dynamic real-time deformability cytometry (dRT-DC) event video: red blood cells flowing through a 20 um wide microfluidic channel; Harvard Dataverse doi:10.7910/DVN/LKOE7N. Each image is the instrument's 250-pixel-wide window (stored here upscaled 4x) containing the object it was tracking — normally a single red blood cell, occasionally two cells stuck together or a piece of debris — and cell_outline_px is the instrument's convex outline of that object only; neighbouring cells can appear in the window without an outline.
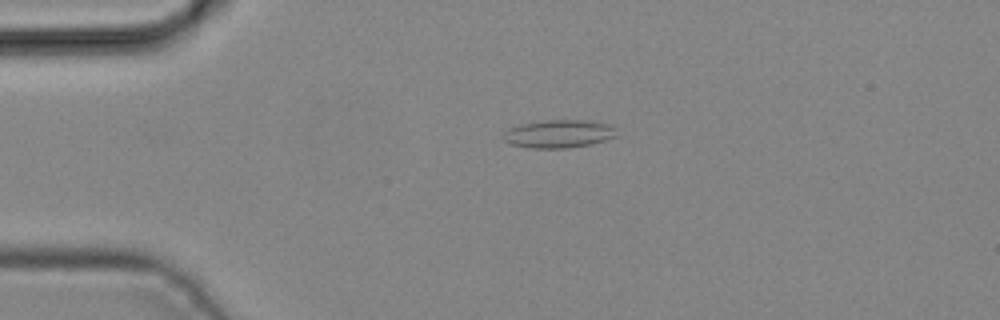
{"species": "common noctule bat (a hibernating species)", "species_latin": "Nyctalus noctula", "temperature_condition": "cold", "stored_images_in_passage": 5, "camera_frame_rate_fps": 3000, "um_per_image_px": 0.085, "animal": {"sex": "male", "body_mass_g": 19.2, "forearm_length_mm": 51.8}, "frame": {"image": 1, "passage_image": 3, "time_ms": 0.667, "image_size_px": [1000, 320], "cell_outline_px": [[620, 136], [588, 144], [568, 148], [532, 148], [512, 144], [504, 140], [504, 132], [520, 124], [548, 120], [588, 120], [608, 124], [616, 128]], "centroid_in_image_um": [47.56, 11.37], "position_along_channel_um": 37.4, "area_um2": 18.38}}
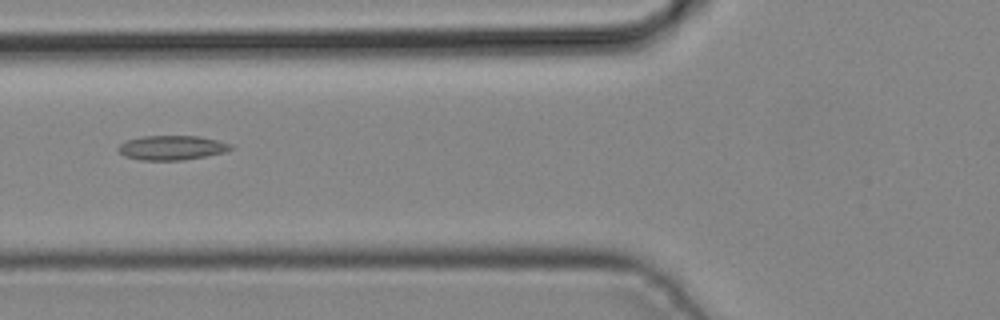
{"frame": {"image": 2, "passage_image": 5, "time_ms": 1.333, "image_size_px": [1000, 320], "cell_outline_px": [[232, 148], [224, 152], [184, 160], [140, 160], [124, 156], [116, 148], [124, 140], [144, 136], [200, 136], [232, 144]], "centroid_in_image_um": [14.56, 12.55], "position_along_channel_um": 111.2, "area_um2": 16.01}}